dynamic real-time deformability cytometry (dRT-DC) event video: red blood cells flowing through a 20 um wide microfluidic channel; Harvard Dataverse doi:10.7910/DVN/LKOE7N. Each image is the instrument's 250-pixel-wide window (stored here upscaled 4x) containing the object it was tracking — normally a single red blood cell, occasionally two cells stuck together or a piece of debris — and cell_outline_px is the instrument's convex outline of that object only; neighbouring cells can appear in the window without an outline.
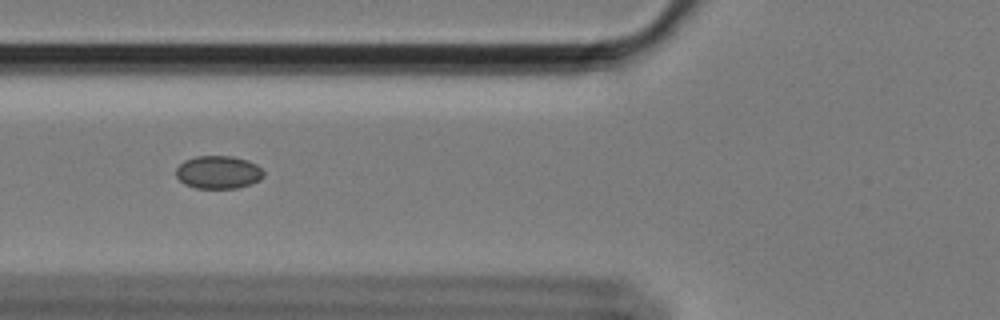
{"species": "Egyptian fruit bat (a non-hibernating species)", "species_latin": "Rousettus aegyptiacus", "temperature_condition": "cold", "stored_images_in_passage": 46, "camera_frame_rate_fps": 3000, "um_per_image_px": 0.085, "animal": {"sex": "female"}, "frame": {"image": 1, "passage_image": 10, "time_ms": 3.0, "image_size_px": [1000, 320], "cell_outline_px": [[264, 176], [260, 180], [236, 188], [196, 188], [184, 184], [176, 176], [176, 168], [184, 160], [196, 156], [232, 156], [248, 160], [256, 164], [264, 172]], "centroid_in_image_um": [18.55, 14.63], "position_along_channel_um": 107.3, "area_um2": 16.82}}
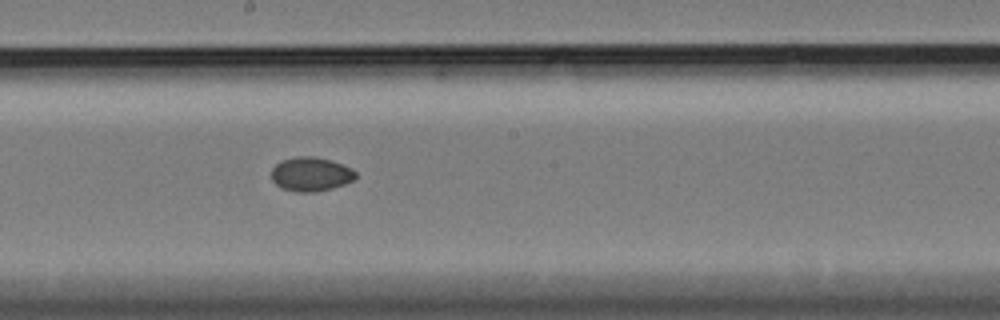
{"frame": {"image": 2, "passage_image": 20, "time_ms": 6.333, "image_size_px": [1000, 320], "cell_outline_px": [[356, 176], [352, 180], [344, 184], [332, 188], [316, 192], [296, 192], [280, 188], [272, 180], [272, 168], [280, 160], [296, 156], [316, 156], [352, 168], [356, 172]], "centroid_in_image_um": [26.39, 14.8], "position_along_channel_um": 221.8, "area_um2": 16.76}}
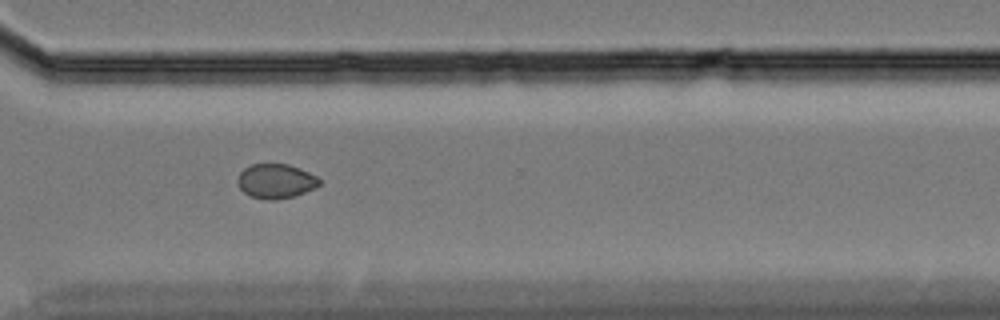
{"frame": {"image": 3, "passage_image": 31, "time_ms": 10.0, "image_size_px": [1000, 320], "cell_outline_px": [[320, 184], [316, 188], [296, 196], [276, 200], [268, 200], [252, 196], [244, 192], [236, 184], [236, 180], [240, 172], [244, 168], [252, 164], [288, 164], [300, 168], [316, 176], [320, 180]], "centroid_in_image_um": [23.44, 15.4], "position_along_channel_um": 347.2, "area_um2": 16.59}, "authors_computed_cell_mechanics": {"area_um2": 16.762, "velocity_mm_per_s": 3.4231, "shape_relaxation_time_tau1_ms": null, "shape_relaxation_time_tau2_ms": 2.0289, "deformation_change_tau1": null, "deformation_change_tau2": 0.029}}